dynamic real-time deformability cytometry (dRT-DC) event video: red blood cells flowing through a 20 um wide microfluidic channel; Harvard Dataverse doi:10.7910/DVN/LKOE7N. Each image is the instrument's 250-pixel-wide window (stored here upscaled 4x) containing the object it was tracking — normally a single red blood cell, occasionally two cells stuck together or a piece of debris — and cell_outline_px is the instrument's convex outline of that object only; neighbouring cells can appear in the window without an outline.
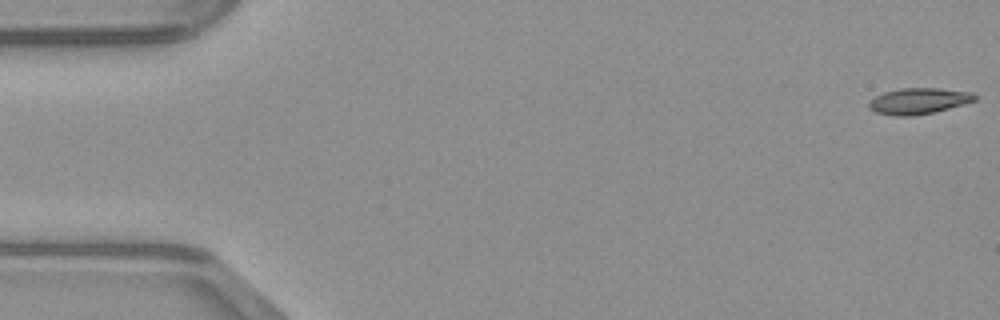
{"species": "common noctule bat (a hibernating species)", "species_latin": "Nyctalus noctula", "temperature_condition": "warm", "stored_images_in_passage": 48, "camera_frame_rate_fps": 3000, "um_per_image_px": 0.085, "animal": {"sex": "male", "body_mass_g": 23.1, "forearm_length_mm": 52.7}, "frame": {"image": 1, "passage_image": 1, "time_ms": 0.0, "image_size_px": [1000, 320], "cell_outline_px": [[976, 100], [964, 104], [932, 112], [912, 116], [896, 116], [876, 112], [868, 108], [868, 100], [884, 92], [900, 88], [940, 88], [972, 92], [976, 96]], "centroid_in_image_um": [78.05, 8.58], "position_along_channel_um": 6.9, "area_um2": 16.07}}
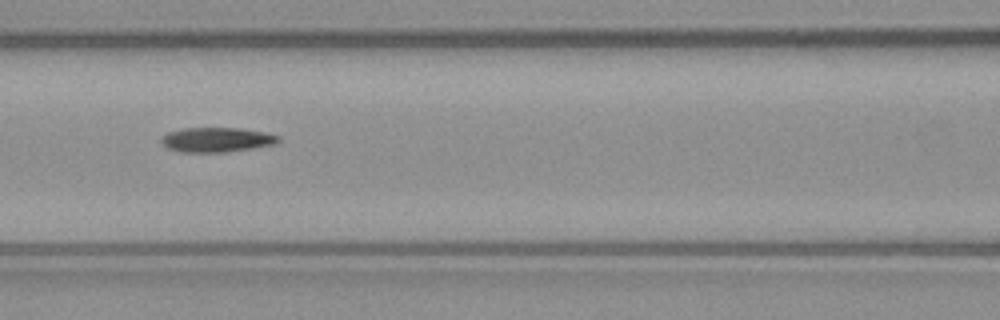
{"frame": {"image": 2, "passage_image": 21, "time_ms": 6.667, "image_size_px": [1000, 320], "cell_outline_px": [[280, 140], [276, 144], [252, 148], [224, 152], [180, 152], [168, 148], [160, 140], [168, 132], [184, 128], [240, 128], [264, 132], [280, 136]], "centroid_in_image_um": [18.44, 11.87], "position_along_channel_um": 148.2, "area_um2": 16.7}}
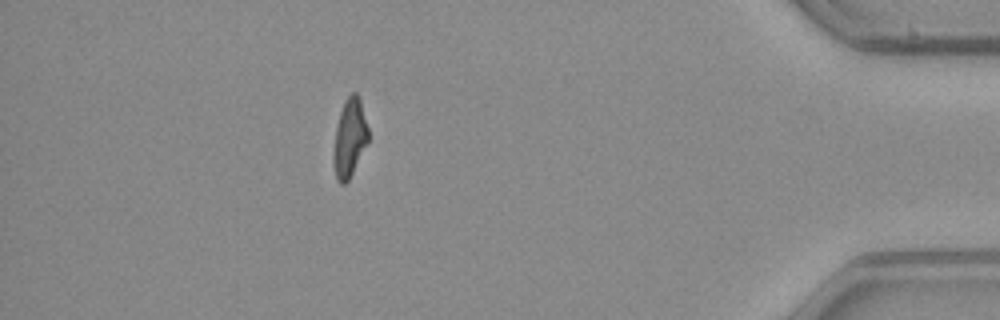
{"frame": {"image": 3, "passage_image": 43, "time_ms": 14.0, "image_size_px": [1000, 320], "cell_outline_px": [[368, 140], [348, 180], [344, 184], [340, 184], [336, 180], [332, 164], [332, 152], [336, 128], [340, 112], [344, 100], [352, 92], [356, 92], [360, 100], [368, 128]], "centroid_in_image_um": [29.67, 11.74], "position_along_channel_um": 405.5, "area_um2": 15.78}}